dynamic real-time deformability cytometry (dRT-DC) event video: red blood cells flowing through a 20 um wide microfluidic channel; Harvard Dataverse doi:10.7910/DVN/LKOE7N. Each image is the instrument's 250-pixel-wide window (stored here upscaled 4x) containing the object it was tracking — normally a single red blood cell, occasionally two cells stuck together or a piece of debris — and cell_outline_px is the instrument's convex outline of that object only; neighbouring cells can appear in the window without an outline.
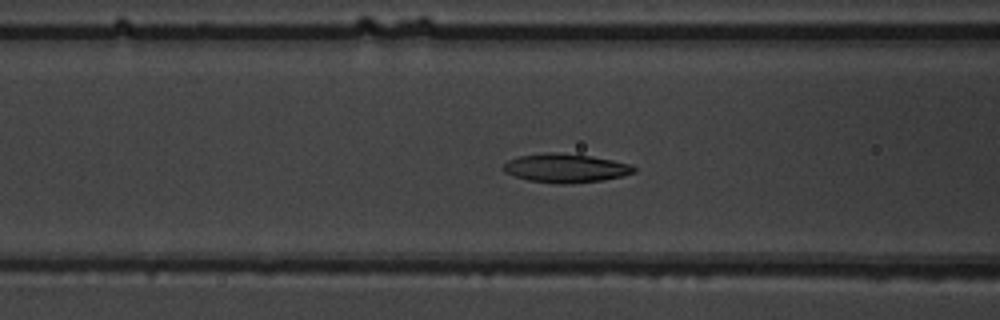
{"species": "common noctule bat (a hibernating species)", "species_latin": "Nyctalus noctula", "temperature_condition": "warm", "stored_images_in_passage": 46, "camera_frame_rate_fps": 3000, "um_per_image_px": 0.085, "animal": {"sex": "male", "body_mass_g": 19.5, "forearm_length_mm": 54.6}, "frame": {"image": 1, "passage_image": 16, "time_ms": 5.0, "image_size_px": [1000, 320], "cell_outline_px": [[636, 172], [604, 180], [564, 184], [556, 184], [528, 180], [504, 172], [500, 168], [508, 160], [520, 156], [544, 152], [556, 152], [592, 156], [632, 164], [636, 168]], "centroid_in_image_um": [48.07, 14.28], "position_along_channel_um": 118.5, "area_um2": 22.02}}
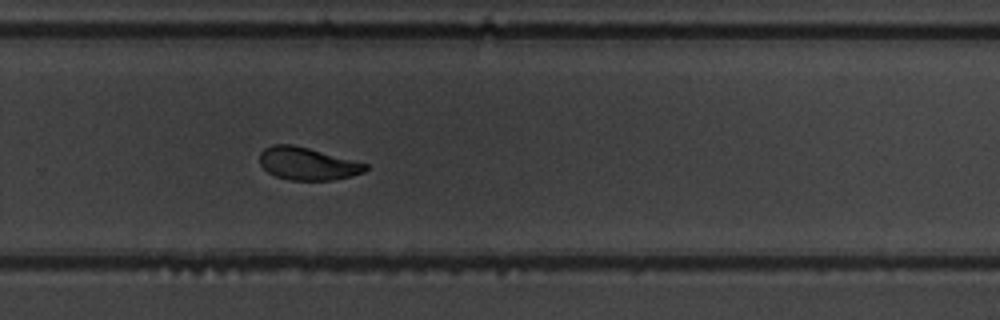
{"frame": {"image": 2, "passage_image": 30, "time_ms": 9.667, "image_size_px": [1000, 320], "cell_outline_px": [[368, 168], [364, 172], [332, 180], [288, 180], [276, 176], [268, 172], [260, 164], [260, 152], [264, 148], [272, 144], [292, 144], [308, 148], [368, 164]], "centroid_in_image_um": [26.1, 13.91], "position_along_channel_um": 303.7, "area_um2": 19.94}}
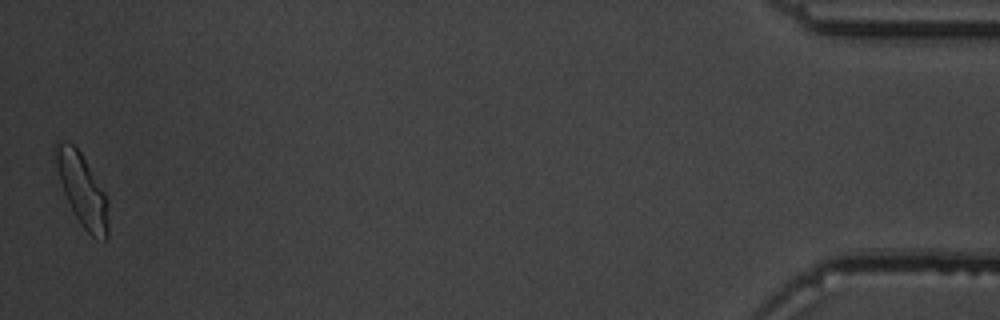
{"frame": {"image": 3, "passage_image": 46, "time_ms": 15.0, "image_size_px": [1000, 320], "cell_outline_px": [[108, 236], [104, 240], [92, 236], [84, 228], [76, 216], [64, 192], [60, 180], [52, 152], [52, 144], [56, 140], [72, 144], [80, 152], [104, 192], [108, 200]], "centroid_in_image_um": [6.96, 16.1], "position_along_channel_um": 428.2, "area_um2": 21.85}, "authors_computed_cell_mechanics": {"area_um2": 21.5305, "velocity_mm_per_s": 3.9766, "shape_relaxation_time_tau1_ms": 3.981, "shape_relaxation_time_tau2_ms": 2.1255, "deformation_change_tau1": 0.151, "deformation_change_tau2": 0.08}}